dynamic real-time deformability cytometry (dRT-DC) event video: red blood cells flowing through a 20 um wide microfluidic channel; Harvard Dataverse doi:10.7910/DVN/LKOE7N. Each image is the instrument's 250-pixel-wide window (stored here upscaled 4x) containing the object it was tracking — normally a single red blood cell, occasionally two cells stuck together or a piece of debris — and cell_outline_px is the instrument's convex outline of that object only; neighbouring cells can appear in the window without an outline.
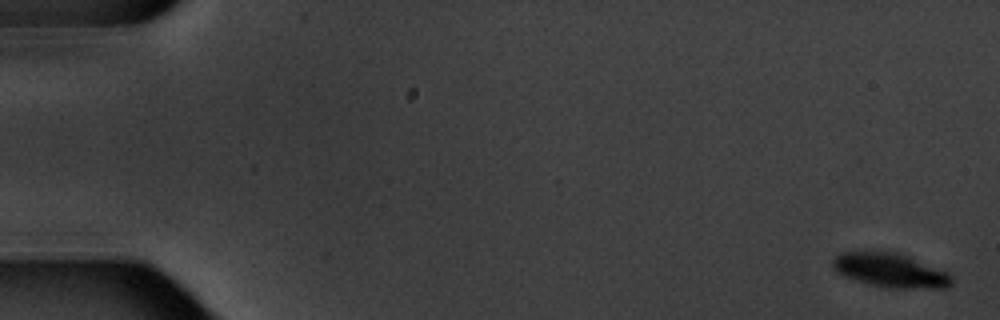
{"species": "common noctule bat (a hibernating species)", "species_latin": "Nyctalus noctula", "temperature_condition": "warm", "stored_images_in_passage": 7, "camera_frame_rate_fps": 3000, "um_per_image_px": 0.085, "animal": {"sex": "male", "body_mass_g": 20.1, "forearm_length_mm": 53.5}, "frame": {"image": 1, "passage_image": 1, "time_ms": 0.0, "image_size_px": [1000, 320], "cell_outline_px": [[952, 284], [948, 288], [888, 288], [856, 280], [844, 276], [832, 264], [832, 260], [840, 252], [880, 248], [888, 248], [948, 272], [952, 276]], "centroid_in_image_um": [75.68, 22.92], "position_along_channel_um": 9.3, "area_um2": 24.28}}
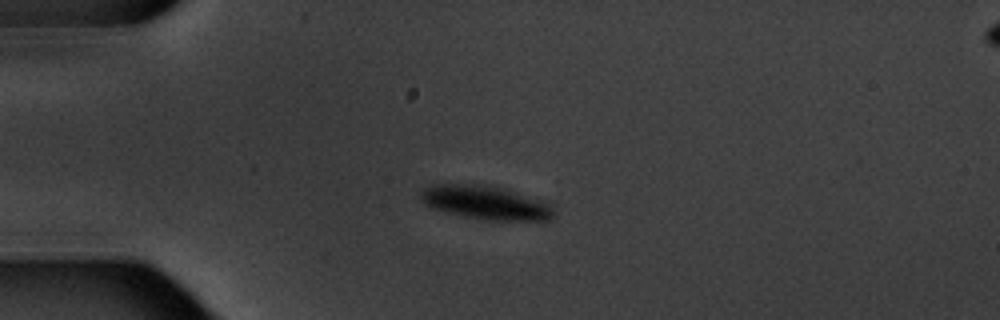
{"frame": {"image": 2, "passage_image": 5, "time_ms": 4.667, "image_size_px": [1000, 320], "cell_outline_px": [[552, 216], [548, 220], [484, 220], [464, 216], [432, 208], [424, 204], [420, 200], [420, 192], [428, 184], [476, 184], [504, 188], [540, 200], [548, 204], [552, 208]], "centroid_in_image_um": [41.19, 17.21], "position_along_channel_um": 43.8, "area_um2": 25.89}}
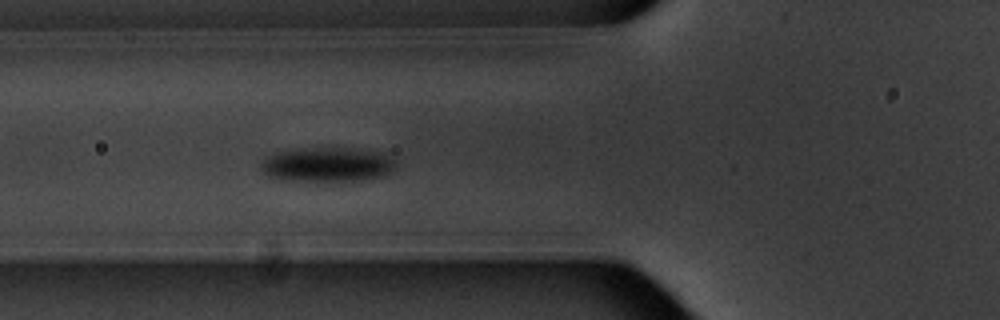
{"frame": {"image": 3, "passage_image": 7, "time_ms": 7.0, "image_size_px": [1000, 320], "cell_outline_px": [[396, 164], [392, 172], [384, 176], [360, 180], [280, 180], [268, 176], [260, 168], [260, 164], [268, 156], [276, 152], [324, 148], [352, 148], [380, 152], [396, 160]], "centroid_in_image_um": [27.86, 13.99], "position_along_channel_um": 97.9, "area_um2": 26.7}}